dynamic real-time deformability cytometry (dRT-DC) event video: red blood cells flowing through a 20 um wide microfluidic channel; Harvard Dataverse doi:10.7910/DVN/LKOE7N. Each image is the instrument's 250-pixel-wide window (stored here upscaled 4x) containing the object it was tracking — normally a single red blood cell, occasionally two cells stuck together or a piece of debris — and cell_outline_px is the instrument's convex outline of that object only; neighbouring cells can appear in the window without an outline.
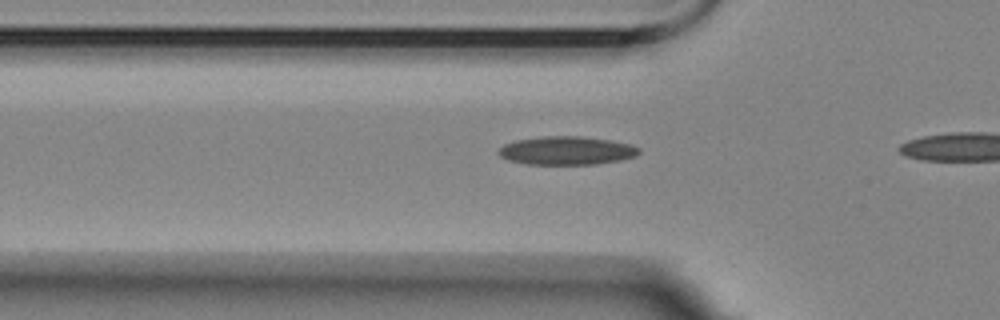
{"species": "Egyptian fruit bat (a non-hibernating species)", "species_latin": "Rousettus aegyptiacus", "temperature_condition": "room temperature", "stored_images_in_passage": 6, "camera_frame_rate_fps": 3000, "um_per_image_px": 0.085, "animal": {"sex": "female"}, "frame": {"image": 1, "passage_image": 4, "time_ms": 1.0, "image_size_px": [1000, 320], "cell_outline_px": [[640, 152], [636, 156], [620, 160], [596, 164], [528, 164], [508, 160], [500, 156], [496, 152], [504, 144], [516, 140], [544, 136], [580, 136], [608, 140], [628, 144], [640, 148]], "centroid_in_image_um": [48.14, 12.8], "position_along_channel_um": 77.7, "area_um2": 23.12}}